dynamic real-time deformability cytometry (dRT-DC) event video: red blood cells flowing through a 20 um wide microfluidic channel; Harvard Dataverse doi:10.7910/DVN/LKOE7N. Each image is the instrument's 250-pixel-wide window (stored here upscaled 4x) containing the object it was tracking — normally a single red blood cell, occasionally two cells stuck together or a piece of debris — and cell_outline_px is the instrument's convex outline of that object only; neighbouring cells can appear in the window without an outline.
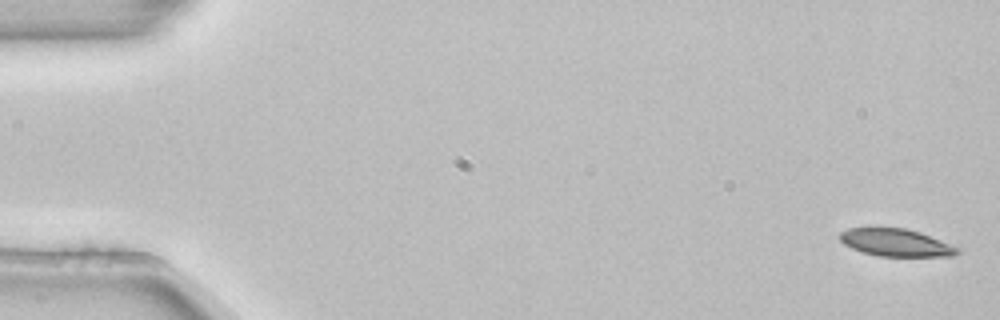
{"species": "common noctule bat (a hibernating species)", "species_latin": "Nyctalus noctula", "temperature_condition": "room temperature", "stored_images_in_passage": 4, "camera_frame_rate_fps": 3000, "um_per_image_px": 0.085, "animal": {"sex": "female", "body_mass_g": 22.7, "forearm_length_mm": 54.2}, "frame": {"image": 1, "passage_image": 1, "time_ms": 0.0, "image_size_px": [1000, 320], "cell_outline_px": [[960, 252], [952, 256], [876, 256], [852, 248], [844, 244], [836, 236], [840, 232], [848, 228], [904, 228], [920, 232], [960, 248]], "centroid_in_image_um": [76.12, 20.62], "position_along_channel_um": 8.9, "area_um2": 18.79}}
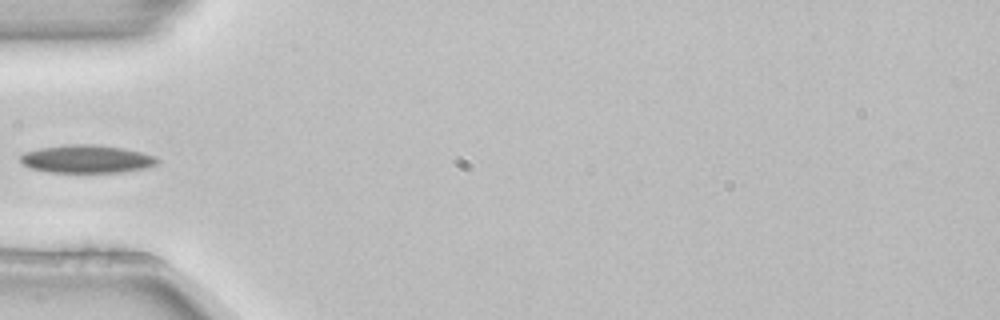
{"frame": {"image": 2, "passage_image": 4, "time_ms": 1.0, "image_size_px": [1000, 320], "cell_outline_px": [[160, 160], [156, 164], [148, 168], [120, 172], [48, 172], [28, 168], [20, 160], [20, 156], [24, 152], [40, 148], [68, 144], [96, 144], [124, 148], [156, 156]], "centroid_in_image_um": [7.38, 13.51], "position_along_channel_um": 77.6, "area_um2": 22.48}}